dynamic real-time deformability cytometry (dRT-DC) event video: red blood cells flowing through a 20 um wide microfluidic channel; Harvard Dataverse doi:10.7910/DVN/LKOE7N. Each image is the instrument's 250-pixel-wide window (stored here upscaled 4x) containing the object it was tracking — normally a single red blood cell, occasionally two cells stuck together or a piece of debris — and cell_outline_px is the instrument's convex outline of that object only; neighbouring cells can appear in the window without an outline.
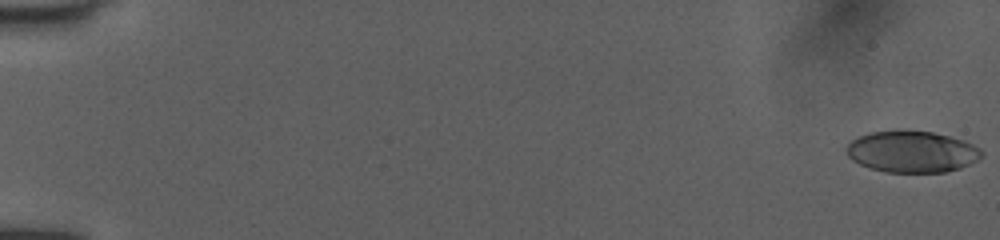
{"species": "human", "species_latin": "Homo sapiens", "temperature_condition": "room temperature", "stored_images_in_passage": 52, "camera_frame_rate_fps": 3000, "um_per_image_px": 0.085, "donor": {"sex": "female"}, "frame": {"image": 1, "passage_image": 1, "time_ms": 0.0, "image_size_px": [1000, 240], "cell_outline_px": [[984, 152], [976, 160], [960, 168], [944, 172], [884, 172], [868, 168], [852, 160], [848, 156], [848, 144], [852, 140], [860, 136], [872, 132], [900, 128], [932, 132], [964, 140], [980, 148]], "centroid_in_image_um": [77.5, 12.87], "position_along_channel_um": 7.5, "area_um2": 32.89}}
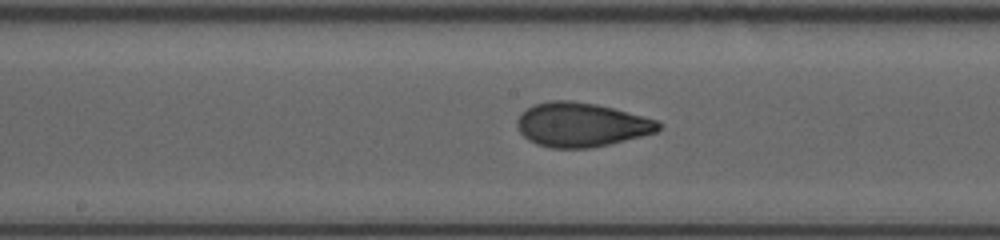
{"frame": {"image": 2, "passage_image": 29, "time_ms": 9.333, "image_size_px": [1000, 240], "cell_outline_px": [[660, 128], [656, 132], [608, 144], [588, 148], [552, 148], [536, 144], [528, 140], [520, 132], [516, 124], [516, 120], [520, 112], [536, 104], [552, 100], [572, 100], [596, 104], [660, 120]], "centroid_in_image_um": [49.38, 10.59], "position_along_channel_um": 198.8, "area_um2": 36.3}}
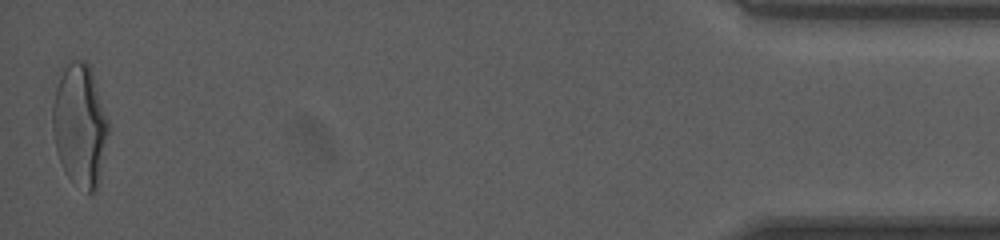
{"frame": {"image": 3, "passage_image": 52, "time_ms": 17.0, "image_size_px": [1000, 240], "cell_outline_px": [[108, 132], [100, 180], [96, 188], [92, 192], [88, 192], [68, 176], [64, 172], [56, 148], [52, 132], [52, 104], [56, 72], [72, 60], [84, 60], [92, 68], [108, 120]], "centroid_in_image_um": [6.76, 10.53], "position_along_channel_um": 428.4, "area_um2": 40.34}, "authors_computed_cell_mechanics": {"area_um2": 35.4892, "velocity_mm_per_s": 4.0589, "shape_relaxation_time_tau1_ms": 6.0612, "shape_relaxation_time_tau2_ms": 1.1002, "deformation_change_tau1": 0.1963, "deformation_change_tau2": 0.0675}}